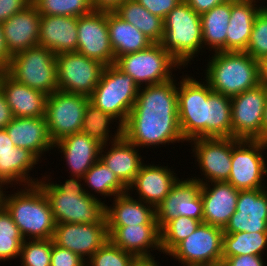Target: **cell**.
Wrapping results in <instances>:
<instances>
[{"instance_id": "1", "label": "cell", "mask_w": 267, "mask_h": 266, "mask_svg": "<svg viewBox=\"0 0 267 266\" xmlns=\"http://www.w3.org/2000/svg\"><path fill=\"white\" fill-rule=\"evenodd\" d=\"M177 81L174 77L139 88L135 104L122 125V135L142 152L144 147L187 143L178 120Z\"/></svg>"}, {"instance_id": "2", "label": "cell", "mask_w": 267, "mask_h": 266, "mask_svg": "<svg viewBox=\"0 0 267 266\" xmlns=\"http://www.w3.org/2000/svg\"><path fill=\"white\" fill-rule=\"evenodd\" d=\"M47 173L41 174L37 184L49 200L56 223H106L105 202L85 192L81 177L69 176L59 184Z\"/></svg>"}, {"instance_id": "3", "label": "cell", "mask_w": 267, "mask_h": 266, "mask_svg": "<svg viewBox=\"0 0 267 266\" xmlns=\"http://www.w3.org/2000/svg\"><path fill=\"white\" fill-rule=\"evenodd\" d=\"M14 191V192H13ZM4 207L12 216L25 240L51 239L56 227L49 200L36 185L6 191Z\"/></svg>"}, {"instance_id": "4", "label": "cell", "mask_w": 267, "mask_h": 266, "mask_svg": "<svg viewBox=\"0 0 267 266\" xmlns=\"http://www.w3.org/2000/svg\"><path fill=\"white\" fill-rule=\"evenodd\" d=\"M210 54L204 65L203 80L213 92L232 98L259 85L258 61L248 53L218 51Z\"/></svg>"}, {"instance_id": "5", "label": "cell", "mask_w": 267, "mask_h": 266, "mask_svg": "<svg viewBox=\"0 0 267 266\" xmlns=\"http://www.w3.org/2000/svg\"><path fill=\"white\" fill-rule=\"evenodd\" d=\"M163 22L164 34L160 45L183 69L188 68L194 58L205 52L200 14L182 0L165 16Z\"/></svg>"}, {"instance_id": "6", "label": "cell", "mask_w": 267, "mask_h": 266, "mask_svg": "<svg viewBox=\"0 0 267 266\" xmlns=\"http://www.w3.org/2000/svg\"><path fill=\"white\" fill-rule=\"evenodd\" d=\"M191 75L182 72L177 85L178 120L186 142L209 138V95L213 92L205 80Z\"/></svg>"}, {"instance_id": "7", "label": "cell", "mask_w": 267, "mask_h": 266, "mask_svg": "<svg viewBox=\"0 0 267 266\" xmlns=\"http://www.w3.org/2000/svg\"><path fill=\"white\" fill-rule=\"evenodd\" d=\"M6 72L17 82L47 95L58 90L56 55L41 45L12 55Z\"/></svg>"}, {"instance_id": "8", "label": "cell", "mask_w": 267, "mask_h": 266, "mask_svg": "<svg viewBox=\"0 0 267 266\" xmlns=\"http://www.w3.org/2000/svg\"><path fill=\"white\" fill-rule=\"evenodd\" d=\"M139 86L134 79L114 64L104 67L100 81L89 102L105 113L111 114L123 125L135 104Z\"/></svg>"}, {"instance_id": "9", "label": "cell", "mask_w": 267, "mask_h": 266, "mask_svg": "<svg viewBox=\"0 0 267 266\" xmlns=\"http://www.w3.org/2000/svg\"><path fill=\"white\" fill-rule=\"evenodd\" d=\"M114 65L130 75L139 87L161 84L176 76L173 71L183 67L167 52L160 43L148 48L118 57Z\"/></svg>"}, {"instance_id": "10", "label": "cell", "mask_w": 267, "mask_h": 266, "mask_svg": "<svg viewBox=\"0 0 267 266\" xmlns=\"http://www.w3.org/2000/svg\"><path fill=\"white\" fill-rule=\"evenodd\" d=\"M266 149L267 143L261 140H240L232 148L231 172L227 182L238 190L267 188Z\"/></svg>"}, {"instance_id": "11", "label": "cell", "mask_w": 267, "mask_h": 266, "mask_svg": "<svg viewBox=\"0 0 267 266\" xmlns=\"http://www.w3.org/2000/svg\"><path fill=\"white\" fill-rule=\"evenodd\" d=\"M223 234V228L202 222L167 255L181 266L222 265Z\"/></svg>"}, {"instance_id": "12", "label": "cell", "mask_w": 267, "mask_h": 266, "mask_svg": "<svg viewBox=\"0 0 267 266\" xmlns=\"http://www.w3.org/2000/svg\"><path fill=\"white\" fill-rule=\"evenodd\" d=\"M232 137L196 138L188 142L201 178L191 176L199 184L228 181L231 172L232 148L239 142ZM197 162V164H196Z\"/></svg>"}, {"instance_id": "13", "label": "cell", "mask_w": 267, "mask_h": 266, "mask_svg": "<svg viewBox=\"0 0 267 266\" xmlns=\"http://www.w3.org/2000/svg\"><path fill=\"white\" fill-rule=\"evenodd\" d=\"M89 97L56 90L48 95L45 118L51 140L55 143L66 135L79 133Z\"/></svg>"}, {"instance_id": "14", "label": "cell", "mask_w": 267, "mask_h": 266, "mask_svg": "<svg viewBox=\"0 0 267 266\" xmlns=\"http://www.w3.org/2000/svg\"><path fill=\"white\" fill-rule=\"evenodd\" d=\"M58 90L90 96L105 65L78 52L56 54Z\"/></svg>"}, {"instance_id": "15", "label": "cell", "mask_w": 267, "mask_h": 266, "mask_svg": "<svg viewBox=\"0 0 267 266\" xmlns=\"http://www.w3.org/2000/svg\"><path fill=\"white\" fill-rule=\"evenodd\" d=\"M267 90L257 85L231 98L232 138L261 140Z\"/></svg>"}, {"instance_id": "16", "label": "cell", "mask_w": 267, "mask_h": 266, "mask_svg": "<svg viewBox=\"0 0 267 266\" xmlns=\"http://www.w3.org/2000/svg\"><path fill=\"white\" fill-rule=\"evenodd\" d=\"M76 52L97 60L105 66L115 63V56L110 44L107 11L93 10L77 18Z\"/></svg>"}, {"instance_id": "17", "label": "cell", "mask_w": 267, "mask_h": 266, "mask_svg": "<svg viewBox=\"0 0 267 266\" xmlns=\"http://www.w3.org/2000/svg\"><path fill=\"white\" fill-rule=\"evenodd\" d=\"M157 225L161 228L166 222L185 216L203 220V202L199 183L192 178L178 180L163 201L155 208Z\"/></svg>"}, {"instance_id": "18", "label": "cell", "mask_w": 267, "mask_h": 266, "mask_svg": "<svg viewBox=\"0 0 267 266\" xmlns=\"http://www.w3.org/2000/svg\"><path fill=\"white\" fill-rule=\"evenodd\" d=\"M109 239L107 223H56L53 243L87 261Z\"/></svg>"}, {"instance_id": "19", "label": "cell", "mask_w": 267, "mask_h": 266, "mask_svg": "<svg viewBox=\"0 0 267 266\" xmlns=\"http://www.w3.org/2000/svg\"><path fill=\"white\" fill-rule=\"evenodd\" d=\"M168 167V164L155 165L152 161L151 163L148 161L147 164L146 161L141 165L133 182L127 187V192L130 195L137 193L133 197L156 208L181 179L175 170L171 169L172 167Z\"/></svg>"}, {"instance_id": "20", "label": "cell", "mask_w": 267, "mask_h": 266, "mask_svg": "<svg viewBox=\"0 0 267 266\" xmlns=\"http://www.w3.org/2000/svg\"><path fill=\"white\" fill-rule=\"evenodd\" d=\"M223 232H267V188L239 190L236 211Z\"/></svg>"}, {"instance_id": "21", "label": "cell", "mask_w": 267, "mask_h": 266, "mask_svg": "<svg viewBox=\"0 0 267 266\" xmlns=\"http://www.w3.org/2000/svg\"><path fill=\"white\" fill-rule=\"evenodd\" d=\"M199 189L203 223L224 228L236 211L239 190L227 181L199 184Z\"/></svg>"}, {"instance_id": "22", "label": "cell", "mask_w": 267, "mask_h": 266, "mask_svg": "<svg viewBox=\"0 0 267 266\" xmlns=\"http://www.w3.org/2000/svg\"><path fill=\"white\" fill-rule=\"evenodd\" d=\"M107 228L109 239L116 246L134 255L136 258L155 257L154 253L156 252L157 254V251L162 254L160 228L157 224H138ZM150 251L153 252L151 253Z\"/></svg>"}, {"instance_id": "23", "label": "cell", "mask_w": 267, "mask_h": 266, "mask_svg": "<svg viewBox=\"0 0 267 266\" xmlns=\"http://www.w3.org/2000/svg\"><path fill=\"white\" fill-rule=\"evenodd\" d=\"M102 144L81 132L66 135L54 143V151L61 153L66 162L70 176L83 177V175L100 158Z\"/></svg>"}, {"instance_id": "24", "label": "cell", "mask_w": 267, "mask_h": 266, "mask_svg": "<svg viewBox=\"0 0 267 266\" xmlns=\"http://www.w3.org/2000/svg\"><path fill=\"white\" fill-rule=\"evenodd\" d=\"M5 130L15 147L28 149L40 161L54 149L45 117H13Z\"/></svg>"}, {"instance_id": "25", "label": "cell", "mask_w": 267, "mask_h": 266, "mask_svg": "<svg viewBox=\"0 0 267 266\" xmlns=\"http://www.w3.org/2000/svg\"><path fill=\"white\" fill-rule=\"evenodd\" d=\"M140 153L139 148L122 135L101 146L99 159L128 187L145 162L146 156Z\"/></svg>"}, {"instance_id": "26", "label": "cell", "mask_w": 267, "mask_h": 266, "mask_svg": "<svg viewBox=\"0 0 267 266\" xmlns=\"http://www.w3.org/2000/svg\"><path fill=\"white\" fill-rule=\"evenodd\" d=\"M41 14L31 3L2 23L5 44L12 56L38 45Z\"/></svg>"}, {"instance_id": "27", "label": "cell", "mask_w": 267, "mask_h": 266, "mask_svg": "<svg viewBox=\"0 0 267 266\" xmlns=\"http://www.w3.org/2000/svg\"><path fill=\"white\" fill-rule=\"evenodd\" d=\"M38 45L50 49L55 55L76 52L77 17L41 15Z\"/></svg>"}, {"instance_id": "28", "label": "cell", "mask_w": 267, "mask_h": 266, "mask_svg": "<svg viewBox=\"0 0 267 266\" xmlns=\"http://www.w3.org/2000/svg\"><path fill=\"white\" fill-rule=\"evenodd\" d=\"M13 117H45L48 95L17 82L6 71L0 80Z\"/></svg>"}, {"instance_id": "29", "label": "cell", "mask_w": 267, "mask_h": 266, "mask_svg": "<svg viewBox=\"0 0 267 266\" xmlns=\"http://www.w3.org/2000/svg\"><path fill=\"white\" fill-rule=\"evenodd\" d=\"M111 200L108 201L112 202L111 205L108 202L105 204L107 227L157 224L155 208L128 192L117 195Z\"/></svg>"}, {"instance_id": "30", "label": "cell", "mask_w": 267, "mask_h": 266, "mask_svg": "<svg viewBox=\"0 0 267 266\" xmlns=\"http://www.w3.org/2000/svg\"><path fill=\"white\" fill-rule=\"evenodd\" d=\"M39 163L41 161L28 149L14 147L13 152H0V184L14 189L36 185L40 179L30 173Z\"/></svg>"}, {"instance_id": "31", "label": "cell", "mask_w": 267, "mask_h": 266, "mask_svg": "<svg viewBox=\"0 0 267 266\" xmlns=\"http://www.w3.org/2000/svg\"><path fill=\"white\" fill-rule=\"evenodd\" d=\"M262 6L253 0H231L227 27L226 51H245L250 39L255 16Z\"/></svg>"}, {"instance_id": "32", "label": "cell", "mask_w": 267, "mask_h": 266, "mask_svg": "<svg viewBox=\"0 0 267 266\" xmlns=\"http://www.w3.org/2000/svg\"><path fill=\"white\" fill-rule=\"evenodd\" d=\"M107 21L115 60L122 55L144 50L153 44L138 28L126 22L114 11H107Z\"/></svg>"}, {"instance_id": "33", "label": "cell", "mask_w": 267, "mask_h": 266, "mask_svg": "<svg viewBox=\"0 0 267 266\" xmlns=\"http://www.w3.org/2000/svg\"><path fill=\"white\" fill-rule=\"evenodd\" d=\"M230 13L231 0H228L200 15L205 54L206 50L212 51L211 53L226 51V32Z\"/></svg>"}, {"instance_id": "34", "label": "cell", "mask_w": 267, "mask_h": 266, "mask_svg": "<svg viewBox=\"0 0 267 266\" xmlns=\"http://www.w3.org/2000/svg\"><path fill=\"white\" fill-rule=\"evenodd\" d=\"M114 12L126 22L138 28L153 43H160L164 34V22L136 0H125Z\"/></svg>"}, {"instance_id": "35", "label": "cell", "mask_w": 267, "mask_h": 266, "mask_svg": "<svg viewBox=\"0 0 267 266\" xmlns=\"http://www.w3.org/2000/svg\"><path fill=\"white\" fill-rule=\"evenodd\" d=\"M82 179L85 192L97 199H101V195L105 203L106 197H110L111 200L117 195L127 193V187L100 159L83 175Z\"/></svg>"}, {"instance_id": "36", "label": "cell", "mask_w": 267, "mask_h": 266, "mask_svg": "<svg viewBox=\"0 0 267 266\" xmlns=\"http://www.w3.org/2000/svg\"><path fill=\"white\" fill-rule=\"evenodd\" d=\"M111 125L116 126L117 129L114 130L115 127L113 128ZM111 128L113 131L110 130ZM80 132L104 145L122 136V125L111 114L103 112L89 102L84 113Z\"/></svg>"}, {"instance_id": "37", "label": "cell", "mask_w": 267, "mask_h": 266, "mask_svg": "<svg viewBox=\"0 0 267 266\" xmlns=\"http://www.w3.org/2000/svg\"><path fill=\"white\" fill-rule=\"evenodd\" d=\"M265 252L267 254V232L223 234L222 257H234L248 254L266 257L267 255Z\"/></svg>"}, {"instance_id": "38", "label": "cell", "mask_w": 267, "mask_h": 266, "mask_svg": "<svg viewBox=\"0 0 267 266\" xmlns=\"http://www.w3.org/2000/svg\"><path fill=\"white\" fill-rule=\"evenodd\" d=\"M209 103V138L232 137L231 98L212 92Z\"/></svg>"}, {"instance_id": "39", "label": "cell", "mask_w": 267, "mask_h": 266, "mask_svg": "<svg viewBox=\"0 0 267 266\" xmlns=\"http://www.w3.org/2000/svg\"><path fill=\"white\" fill-rule=\"evenodd\" d=\"M25 241L10 213L3 207L0 210V262L17 259Z\"/></svg>"}, {"instance_id": "40", "label": "cell", "mask_w": 267, "mask_h": 266, "mask_svg": "<svg viewBox=\"0 0 267 266\" xmlns=\"http://www.w3.org/2000/svg\"><path fill=\"white\" fill-rule=\"evenodd\" d=\"M203 221L177 216L160 228V245L165 256L182 240L193 233Z\"/></svg>"}, {"instance_id": "41", "label": "cell", "mask_w": 267, "mask_h": 266, "mask_svg": "<svg viewBox=\"0 0 267 266\" xmlns=\"http://www.w3.org/2000/svg\"><path fill=\"white\" fill-rule=\"evenodd\" d=\"M41 15L80 17L93 11L90 0H32Z\"/></svg>"}, {"instance_id": "42", "label": "cell", "mask_w": 267, "mask_h": 266, "mask_svg": "<svg viewBox=\"0 0 267 266\" xmlns=\"http://www.w3.org/2000/svg\"><path fill=\"white\" fill-rule=\"evenodd\" d=\"M136 257L108 239L87 261L86 266H132Z\"/></svg>"}, {"instance_id": "43", "label": "cell", "mask_w": 267, "mask_h": 266, "mask_svg": "<svg viewBox=\"0 0 267 266\" xmlns=\"http://www.w3.org/2000/svg\"><path fill=\"white\" fill-rule=\"evenodd\" d=\"M52 238L25 240L20 251V266H50Z\"/></svg>"}, {"instance_id": "44", "label": "cell", "mask_w": 267, "mask_h": 266, "mask_svg": "<svg viewBox=\"0 0 267 266\" xmlns=\"http://www.w3.org/2000/svg\"><path fill=\"white\" fill-rule=\"evenodd\" d=\"M256 61L267 57V7H262L255 16L248 46L244 51Z\"/></svg>"}, {"instance_id": "45", "label": "cell", "mask_w": 267, "mask_h": 266, "mask_svg": "<svg viewBox=\"0 0 267 266\" xmlns=\"http://www.w3.org/2000/svg\"><path fill=\"white\" fill-rule=\"evenodd\" d=\"M50 266H86V261L74 252L53 243Z\"/></svg>"}, {"instance_id": "46", "label": "cell", "mask_w": 267, "mask_h": 266, "mask_svg": "<svg viewBox=\"0 0 267 266\" xmlns=\"http://www.w3.org/2000/svg\"><path fill=\"white\" fill-rule=\"evenodd\" d=\"M153 15L164 19L182 0H136Z\"/></svg>"}, {"instance_id": "47", "label": "cell", "mask_w": 267, "mask_h": 266, "mask_svg": "<svg viewBox=\"0 0 267 266\" xmlns=\"http://www.w3.org/2000/svg\"><path fill=\"white\" fill-rule=\"evenodd\" d=\"M32 0H0V23L6 22L11 16L22 11Z\"/></svg>"}, {"instance_id": "48", "label": "cell", "mask_w": 267, "mask_h": 266, "mask_svg": "<svg viewBox=\"0 0 267 266\" xmlns=\"http://www.w3.org/2000/svg\"><path fill=\"white\" fill-rule=\"evenodd\" d=\"M263 256L240 255L222 257V266H267Z\"/></svg>"}, {"instance_id": "49", "label": "cell", "mask_w": 267, "mask_h": 266, "mask_svg": "<svg viewBox=\"0 0 267 266\" xmlns=\"http://www.w3.org/2000/svg\"><path fill=\"white\" fill-rule=\"evenodd\" d=\"M188 5L198 14L209 11L218 4L224 3L228 0H185Z\"/></svg>"}, {"instance_id": "50", "label": "cell", "mask_w": 267, "mask_h": 266, "mask_svg": "<svg viewBox=\"0 0 267 266\" xmlns=\"http://www.w3.org/2000/svg\"><path fill=\"white\" fill-rule=\"evenodd\" d=\"M13 119L10 106L7 103L4 93L0 89V129L5 128Z\"/></svg>"}, {"instance_id": "51", "label": "cell", "mask_w": 267, "mask_h": 266, "mask_svg": "<svg viewBox=\"0 0 267 266\" xmlns=\"http://www.w3.org/2000/svg\"><path fill=\"white\" fill-rule=\"evenodd\" d=\"M125 0H90L93 10L114 11Z\"/></svg>"}, {"instance_id": "52", "label": "cell", "mask_w": 267, "mask_h": 266, "mask_svg": "<svg viewBox=\"0 0 267 266\" xmlns=\"http://www.w3.org/2000/svg\"><path fill=\"white\" fill-rule=\"evenodd\" d=\"M10 61H11V55L7 50L3 34L2 23H0V68L6 70L10 64Z\"/></svg>"}, {"instance_id": "53", "label": "cell", "mask_w": 267, "mask_h": 266, "mask_svg": "<svg viewBox=\"0 0 267 266\" xmlns=\"http://www.w3.org/2000/svg\"><path fill=\"white\" fill-rule=\"evenodd\" d=\"M14 147L15 145L8 136L5 128L0 129V152H13Z\"/></svg>"}, {"instance_id": "54", "label": "cell", "mask_w": 267, "mask_h": 266, "mask_svg": "<svg viewBox=\"0 0 267 266\" xmlns=\"http://www.w3.org/2000/svg\"><path fill=\"white\" fill-rule=\"evenodd\" d=\"M259 84L267 90V57L258 60Z\"/></svg>"}, {"instance_id": "55", "label": "cell", "mask_w": 267, "mask_h": 266, "mask_svg": "<svg viewBox=\"0 0 267 266\" xmlns=\"http://www.w3.org/2000/svg\"><path fill=\"white\" fill-rule=\"evenodd\" d=\"M156 257L151 258H136L132 266H161L156 259Z\"/></svg>"}, {"instance_id": "56", "label": "cell", "mask_w": 267, "mask_h": 266, "mask_svg": "<svg viewBox=\"0 0 267 266\" xmlns=\"http://www.w3.org/2000/svg\"><path fill=\"white\" fill-rule=\"evenodd\" d=\"M262 142L267 143V98L265 101V109L262 124Z\"/></svg>"}, {"instance_id": "57", "label": "cell", "mask_w": 267, "mask_h": 266, "mask_svg": "<svg viewBox=\"0 0 267 266\" xmlns=\"http://www.w3.org/2000/svg\"><path fill=\"white\" fill-rule=\"evenodd\" d=\"M6 188L9 189L7 186L0 184V210L4 207V197L6 194Z\"/></svg>"}, {"instance_id": "58", "label": "cell", "mask_w": 267, "mask_h": 266, "mask_svg": "<svg viewBox=\"0 0 267 266\" xmlns=\"http://www.w3.org/2000/svg\"><path fill=\"white\" fill-rule=\"evenodd\" d=\"M266 1L267 0H255V2L258 3V4H260L262 7H265V5H266L265 3H267ZM266 7H267V5H266Z\"/></svg>"}, {"instance_id": "59", "label": "cell", "mask_w": 267, "mask_h": 266, "mask_svg": "<svg viewBox=\"0 0 267 266\" xmlns=\"http://www.w3.org/2000/svg\"><path fill=\"white\" fill-rule=\"evenodd\" d=\"M5 71H6V70L0 68V80H1V77H2V75H3V73H4Z\"/></svg>"}, {"instance_id": "60", "label": "cell", "mask_w": 267, "mask_h": 266, "mask_svg": "<svg viewBox=\"0 0 267 266\" xmlns=\"http://www.w3.org/2000/svg\"><path fill=\"white\" fill-rule=\"evenodd\" d=\"M200 266H222V265H200Z\"/></svg>"}]
</instances>
